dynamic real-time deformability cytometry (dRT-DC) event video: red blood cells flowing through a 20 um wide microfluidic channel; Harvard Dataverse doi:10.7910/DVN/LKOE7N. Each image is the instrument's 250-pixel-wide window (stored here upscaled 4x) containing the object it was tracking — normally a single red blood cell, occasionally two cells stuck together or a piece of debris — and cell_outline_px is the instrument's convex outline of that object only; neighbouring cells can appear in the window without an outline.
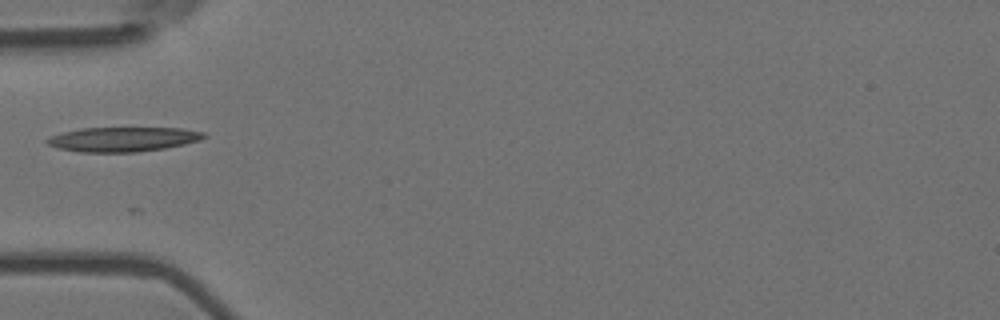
{"species": "Egyptian fruit bat (a non-hibernating species)", "species_latin": "Rousettus aegyptiacus", "temperature_condition": "room temperature", "stored_images_in_passage": 3, "camera_frame_rate_fps": 3000, "um_per_image_px": 0.085, "animal": {"sex": "female"}, "frame": {"image": 1, "passage_image": 3, "time_ms": 0.667, "image_size_px": [1000, 320], "cell_outline_px": [[208, 136], [200, 140], [184, 144], [164, 148], [136, 152], [80, 152], [56, 148], [48, 144], [44, 140], [52, 136], [64, 132], [80, 128], [180, 128], [204, 132]], "centroid_in_image_um": [10.45, 11.84], "position_along_channel_um": 74.5, "area_um2": 22.37}}